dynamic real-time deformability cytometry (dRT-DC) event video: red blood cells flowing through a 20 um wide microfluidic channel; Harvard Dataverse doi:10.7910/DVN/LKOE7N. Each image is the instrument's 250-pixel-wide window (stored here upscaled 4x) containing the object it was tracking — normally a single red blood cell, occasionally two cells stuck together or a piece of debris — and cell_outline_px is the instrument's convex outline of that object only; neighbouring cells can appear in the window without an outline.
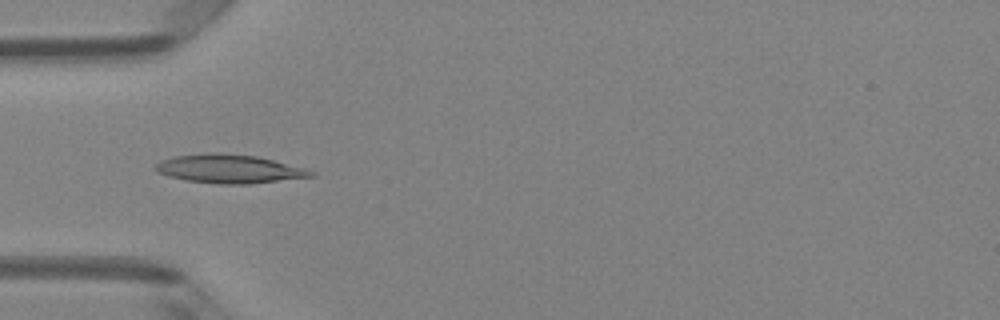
{"species": "Egyptian fruit bat (a non-hibernating species)", "species_latin": "Rousettus aegyptiacus", "temperature_condition": "room temperature", "stored_images_in_passage": 6, "camera_frame_rate_fps": 3000, "um_per_image_px": 0.085, "animal": {"sex": "female"}, "frame": {"image": 1, "passage_image": 5, "time_ms": 1.333, "image_size_px": [1000, 320], "cell_outline_px": [[316, 176], [248, 184], [216, 184], [184, 180], [168, 176], [156, 172], [152, 168], [160, 160], [172, 156], [256, 156], [304, 168], [316, 172]], "centroid_in_image_um": [19.48, 14.41], "position_along_channel_um": 65.5, "area_um2": 24.85}}
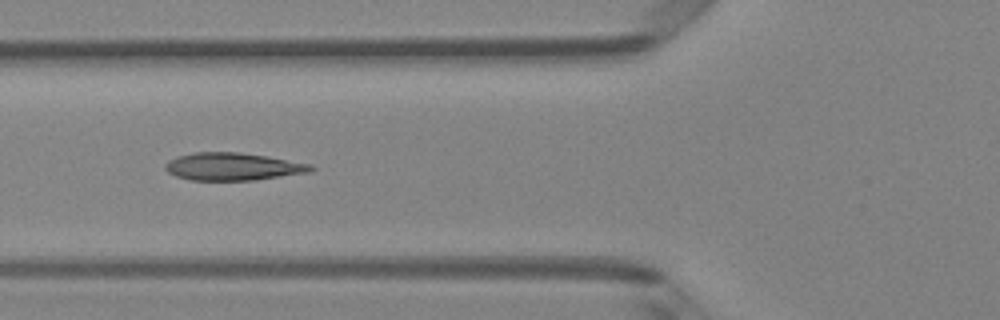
{"frame": {"image": 2, "passage_image": 6, "time_ms": 1.667, "image_size_px": [1000, 320], "cell_outline_px": [[316, 168], [312, 172], [252, 180], [192, 180], [176, 176], [168, 172], [164, 168], [164, 164], [168, 160], [176, 156], [196, 152], [240, 152], [268, 156], [312, 164]], "centroid_in_image_um": [19.8, 14.15], "position_along_channel_um": 106.0, "area_um2": 23.58}}